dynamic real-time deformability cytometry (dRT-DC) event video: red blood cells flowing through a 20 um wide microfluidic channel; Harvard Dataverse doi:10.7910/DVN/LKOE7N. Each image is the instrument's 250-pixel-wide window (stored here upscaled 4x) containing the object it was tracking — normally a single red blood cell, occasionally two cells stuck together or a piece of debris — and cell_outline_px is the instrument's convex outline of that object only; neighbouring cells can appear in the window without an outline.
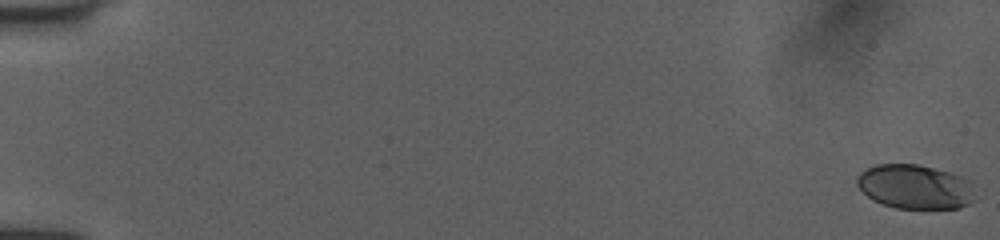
{"species": "human", "species_latin": "Homo sapiens", "temperature_condition": "room temperature", "stored_images_in_passage": 53, "camera_frame_rate_fps": 3000, "um_per_image_px": 0.085, "donor": {"sex": "female"}, "frame": {"image": 1, "passage_image": 1, "time_ms": 0.0, "image_size_px": [1000, 240], "cell_outline_px": [[980, 196], [976, 200], [960, 208], [896, 208], [872, 200], [856, 184], [856, 180], [860, 172], [876, 164], [916, 164], [952, 172], [964, 176], [972, 180]], "centroid_in_image_um": [77.9, 15.87], "position_along_channel_um": 7.1, "area_um2": 31.21}}
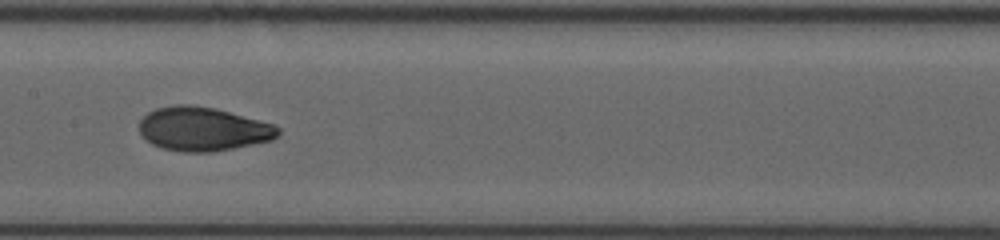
{"frame": {"image": 2, "passage_image": 29, "time_ms": 9.333, "image_size_px": [1000, 240], "cell_outline_px": [[280, 136], [272, 140], [212, 152], [180, 152], [160, 148], [152, 144], [140, 132], [140, 120], [148, 112], [156, 108], [176, 104], [188, 104], [216, 108], [272, 124], [280, 128]], "centroid_in_image_um": [17.25, 10.96], "position_along_channel_um": 190.2, "area_um2": 35.43}}
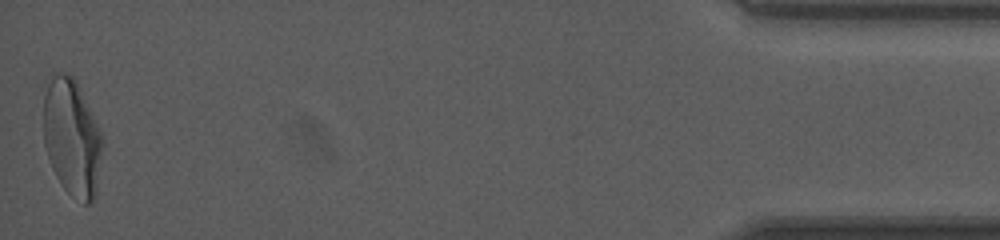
{"frame": {"image": 3, "passage_image": 53, "time_ms": 17.333, "image_size_px": [1000, 240], "cell_outline_px": [[104, 140], [96, 196], [88, 204], [84, 204], [72, 196], [64, 188], [56, 176], [52, 168], [44, 144], [44, 96], [52, 72], [60, 72], [72, 76]], "centroid_in_image_um": [6.11, 11.75], "position_along_channel_um": 429.1, "area_um2": 39.71}, "authors_computed_cell_mechanics": {"area_um2": 34.7378, "velocity_mm_per_s": 4.0233, "shape_relaxation_time_tau1_ms": 3.589, "shape_relaxation_time_tau2_ms": 1.1938, "deformation_change_tau1": 0.1721, "deformation_change_tau2": 0.0611}}